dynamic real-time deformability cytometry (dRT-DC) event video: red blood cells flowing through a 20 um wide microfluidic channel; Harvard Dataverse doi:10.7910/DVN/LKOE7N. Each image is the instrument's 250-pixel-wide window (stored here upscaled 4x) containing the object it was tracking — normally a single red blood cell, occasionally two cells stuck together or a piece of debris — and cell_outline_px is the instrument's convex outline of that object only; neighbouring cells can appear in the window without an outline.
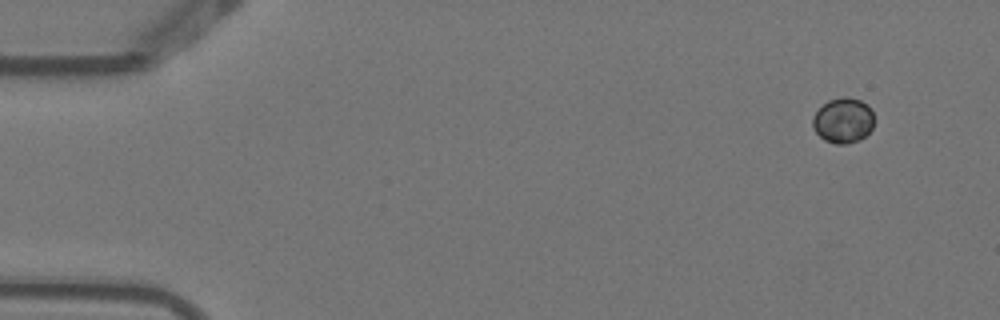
{"species": "Egyptian fruit bat (a non-hibernating species)", "species_latin": "Rousettus aegyptiacus", "temperature_condition": "warm", "stored_images_in_passage": 6, "segment_of_instrument_passage": [2, 2], "camera_frame_rate_fps": 3000, "um_per_image_px": 0.085, "animal": {"sex": "female"}, "frame": {"image": 1, "passage_image": 6, "time_ms": 1.667, "image_size_px": [1000, 320], "cell_outline_px": [[872, 128], [860, 140], [848, 144], [836, 144], [824, 140], [812, 128], [812, 116], [828, 100], [844, 96], [848, 96], [860, 100], [868, 104], [872, 108]], "centroid_in_image_um": [71.66, 10.23], "position_along_channel_um": 13.3, "area_um2": 16.3}}